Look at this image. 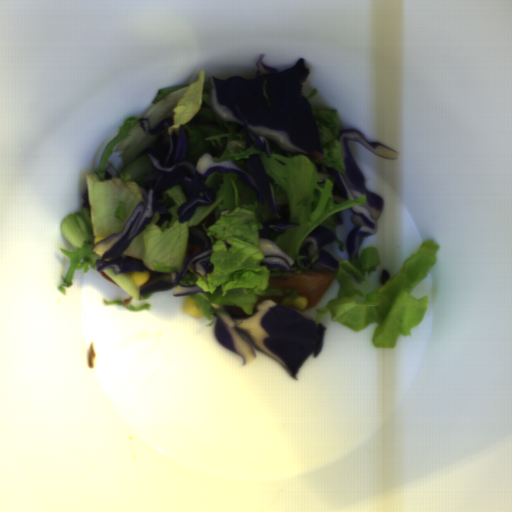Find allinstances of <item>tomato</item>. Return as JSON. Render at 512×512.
I'll return each mask as SVG.
<instances>
[{
	"label": "tomato",
	"instance_id": "1",
	"mask_svg": "<svg viewBox=\"0 0 512 512\" xmlns=\"http://www.w3.org/2000/svg\"><path fill=\"white\" fill-rule=\"evenodd\" d=\"M146 272H149V275H150V278L147 279L145 282H143L142 284H140V288L145 286L146 284H148L149 282H151L152 280H154V276H155V272L154 270H149V271H146Z\"/></svg>",
	"mask_w": 512,
	"mask_h": 512
},
{
	"label": "tomato",
	"instance_id": "2",
	"mask_svg": "<svg viewBox=\"0 0 512 512\" xmlns=\"http://www.w3.org/2000/svg\"><path fill=\"white\" fill-rule=\"evenodd\" d=\"M100 273H101V276H103L104 278H106L107 280H109L110 282L115 284L116 286H118L104 271L101 270Z\"/></svg>",
	"mask_w": 512,
	"mask_h": 512
}]
</instances>
